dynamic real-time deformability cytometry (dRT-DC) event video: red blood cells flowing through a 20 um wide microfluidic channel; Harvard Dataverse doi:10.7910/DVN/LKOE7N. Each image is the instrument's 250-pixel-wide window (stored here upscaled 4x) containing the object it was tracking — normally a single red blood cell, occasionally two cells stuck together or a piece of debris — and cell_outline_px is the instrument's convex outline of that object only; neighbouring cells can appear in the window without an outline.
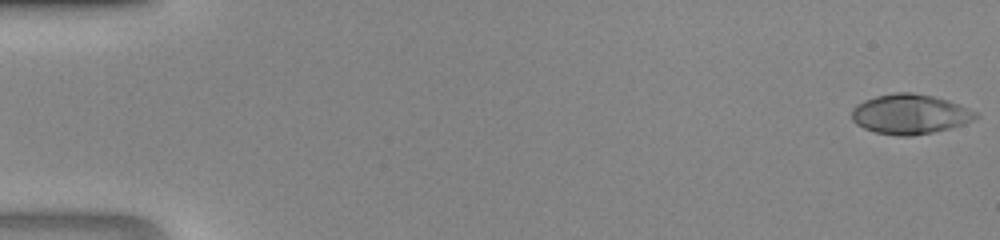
{"species": "human", "species_latin": "Homo sapiens", "temperature_condition": "room temperature", "stored_images_in_passage": 14, "camera_frame_rate_fps": 3000, "um_per_image_px": 0.085, "donor": {"sex": "male"}, "frame": {"image": 1, "passage_image": 1, "time_ms": 0.0, "image_size_px": [1000, 240], "cell_outline_px": [[980, 116], [964, 124], [932, 132], [912, 136], [900, 136], [876, 132], [864, 128], [856, 124], [852, 120], [852, 108], [856, 104], [864, 100], [876, 96], [896, 92], [912, 92], [932, 96], [948, 100], [968, 108], [976, 112]], "centroid_in_image_um": [77.33, 9.69], "position_along_channel_um": 7.7, "area_um2": 28.67}}